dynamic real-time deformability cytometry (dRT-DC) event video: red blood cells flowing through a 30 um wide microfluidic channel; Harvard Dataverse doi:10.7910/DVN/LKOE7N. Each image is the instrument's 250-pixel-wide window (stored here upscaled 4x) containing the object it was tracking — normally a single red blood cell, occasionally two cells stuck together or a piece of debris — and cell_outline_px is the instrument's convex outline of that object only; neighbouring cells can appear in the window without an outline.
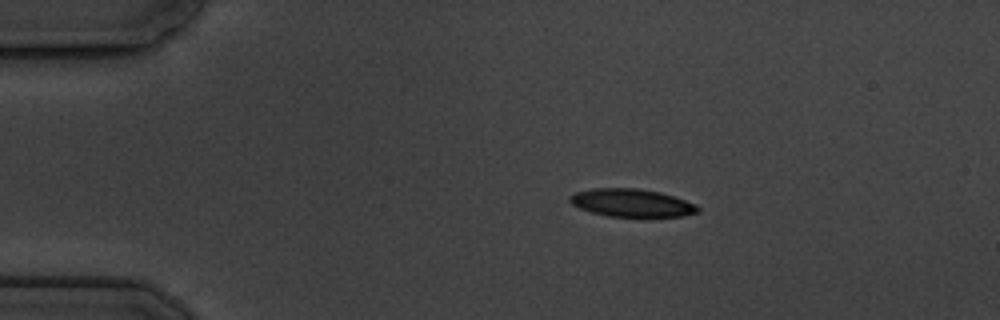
{"species": "common noctule bat (a hibernating species)", "species_latin": "Nyctalus noctula", "temperature_condition": "cold", "stored_images_in_passage": 6, "camera_frame_rate_fps": 3000, "um_per_image_px": 0.085, "animal": {"sex": "male", "body_mass_g": 19.5, "forearm_length_mm": 54.6}, "frame": {"image": 1, "passage_image": 3, "time_ms": 2.333, "image_size_px": [1000, 320], "cell_outline_px": [[700, 212], [684, 216], [608, 216], [592, 212], [580, 208], [572, 204], [568, 200], [568, 196], [576, 192], [592, 188], [636, 188], [660, 192], [696, 204], [700, 208]], "centroid_in_image_um": [53.68, 17.24], "position_along_channel_um": 31.3, "area_um2": 20.69}}
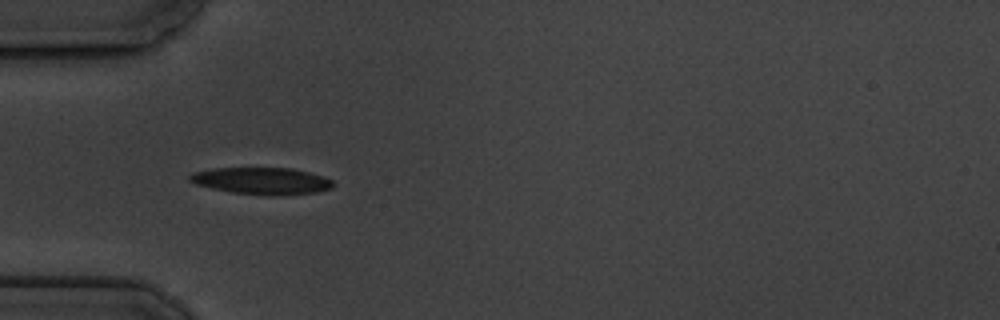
{"frame": {"image": 2, "passage_image": 5, "time_ms": 4.667, "image_size_px": [1000, 320], "cell_outline_px": [[336, 184], [332, 188], [316, 192], [280, 196], [272, 196], [232, 192], [212, 188], [196, 184], [188, 180], [188, 176], [192, 172], [216, 168], [292, 168], [324, 176], [332, 180]], "centroid_in_image_um": [22.28, 15.38], "position_along_channel_um": 62.7, "area_um2": 22.6}}